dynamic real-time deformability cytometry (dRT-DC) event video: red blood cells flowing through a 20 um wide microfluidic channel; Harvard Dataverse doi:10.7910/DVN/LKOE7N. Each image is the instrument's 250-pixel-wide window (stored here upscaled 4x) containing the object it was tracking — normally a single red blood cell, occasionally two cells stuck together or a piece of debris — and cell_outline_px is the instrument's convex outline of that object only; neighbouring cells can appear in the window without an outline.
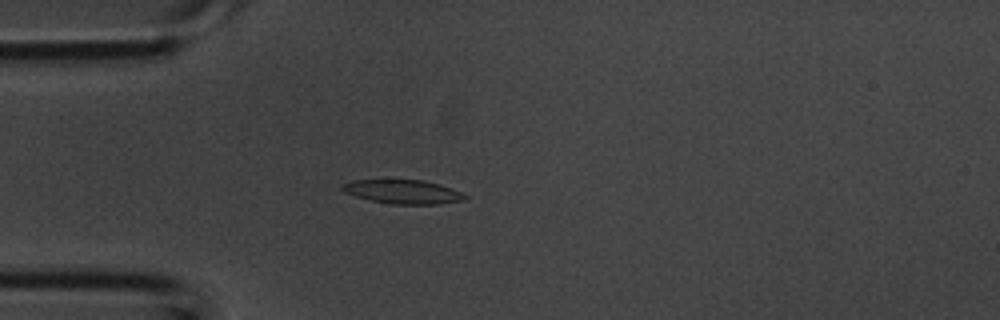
{"species": "common noctule bat (a hibernating species)", "species_latin": "Nyctalus noctula", "temperature_condition": "room temperature", "stored_images_in_passage": 32, "camera_frame_rate_fps": 3000, "um_per_image_px": 0.085, "animal": {"sex": "male", "body_mass_g": 20.1, "forearm_length_mm": 53.5}, "frame": {"image": 1, "passage_image": 6, "time_ms": 1.667, "image_size_px": [1000, 320], "cell_outline_px": [[468, 196], [464, 200], [436, 204], [392, 204], [368, 200], [344, 192], [340, 188], [340, 184], [352, 180], [420, 180], [440, 184], [452, 188]], "centroid_in_image_um": [34.21, 16.3], "position_along_channel_um": 50.8, "area_um2": 17.11}}
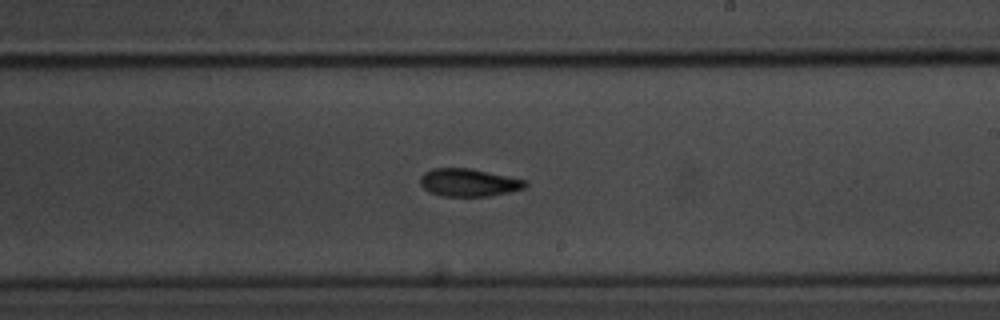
{"frame": {"image": 2, "passage_image": 19, "time_ms": 6.0, "image_size_px": [1000, 320], "cell_outline_px": [[528, 184], [524, 188], [508, 192], [488, 196], [444, 196], [428, 192], [420, 184], [420, 176], [424, 172], [432, 168], [472, 168], [528, 180]], "centroid_in_image_um": [39.84, 15.5], "position_along_channel_um": 249.2, "area_um2": 17.17}}
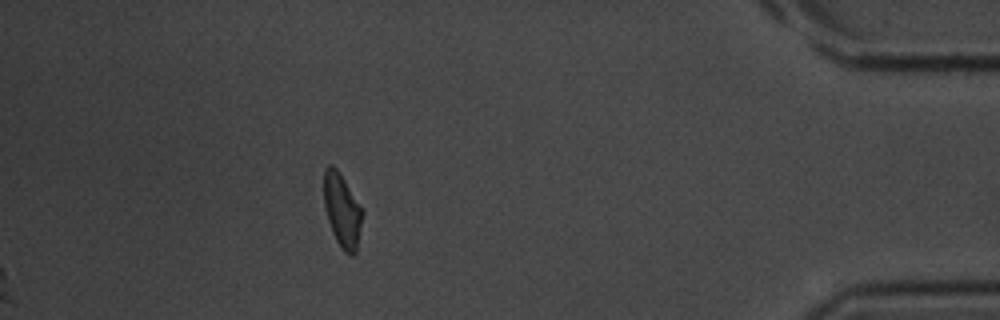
{"frame": {"image": 3, "passage_image": 32, "time_ms": 10.333, "image_size_px": [1000, 320], "cell_outline_px": [[364, 212], [356, 252], [352, 256], [344, 252], [340, 248], [332, 232], [324, 208], [324, 168], [328, 164], [332, 164], [340, 172], [360, 204]], "centroid_in_image_um": [29.08, 17.87], "position_along_channel_um": 406.1, "area_um2": 16.82}}